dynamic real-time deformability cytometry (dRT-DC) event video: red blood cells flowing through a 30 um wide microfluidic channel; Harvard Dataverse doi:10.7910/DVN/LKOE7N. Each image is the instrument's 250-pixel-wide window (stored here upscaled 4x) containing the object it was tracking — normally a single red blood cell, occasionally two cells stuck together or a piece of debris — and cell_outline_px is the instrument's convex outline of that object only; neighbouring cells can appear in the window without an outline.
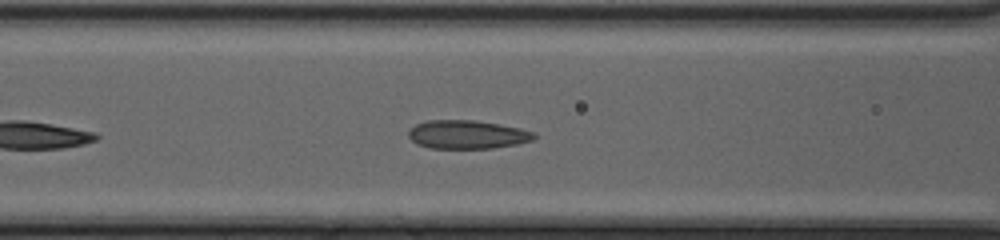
{"species": "common noctule bat (a hibernating species)", "species_latin": "Nyctalus noctula", "temperature_condition": "cold", "stored_images_in_passage": 17, "camera_frame_rate_fps": 3000, "um_per_image_px": 0.085, "animal": {"sex": "female", "body_mass_g": 20.0, "forearm_length_mm": 54.0}, "frame": {"image": 1, "passage_image": 8, "time_ms": 2.333, "image_size_px": [1000, 240], "cell_outline_px": [[536, 136], [532, 140], [516, 144], [492, 148], [428, 148], [412, 140], [408, 136], [408, 132], [416, 124], [428, 120], [476, 120], [500, 124], [520, 128], [532, 132]], "centroid_in_image_um": [39.71, 11.43], "position_along_channel_um": 126.9, "area_um2": 20.69}}
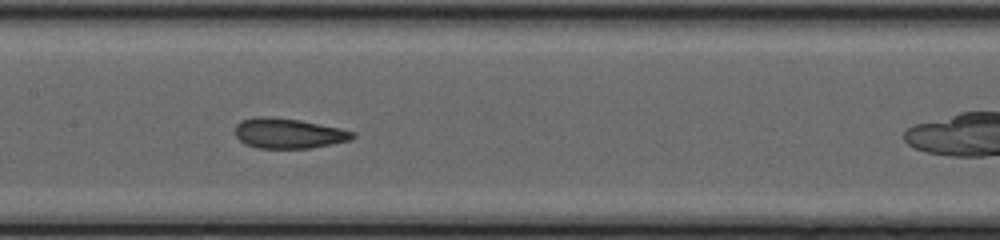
{"frame": {"image": 2, "passage_image": 12, "time_ms": 3.667, "image_size_px": [1000, 240], "cell_outline_px": [[356, 136], [348, 140], [308, 148], [260, 148], [244, 144], [236, 136], [236, 124], [240, 120], [256, 116], [272, 116], [300, 120], [340, 128], [356, 132]], "centroid_in_image_um": [24.48, 11.31], "position_along_channel_um": 182.9, "area_um2": 20.58}}